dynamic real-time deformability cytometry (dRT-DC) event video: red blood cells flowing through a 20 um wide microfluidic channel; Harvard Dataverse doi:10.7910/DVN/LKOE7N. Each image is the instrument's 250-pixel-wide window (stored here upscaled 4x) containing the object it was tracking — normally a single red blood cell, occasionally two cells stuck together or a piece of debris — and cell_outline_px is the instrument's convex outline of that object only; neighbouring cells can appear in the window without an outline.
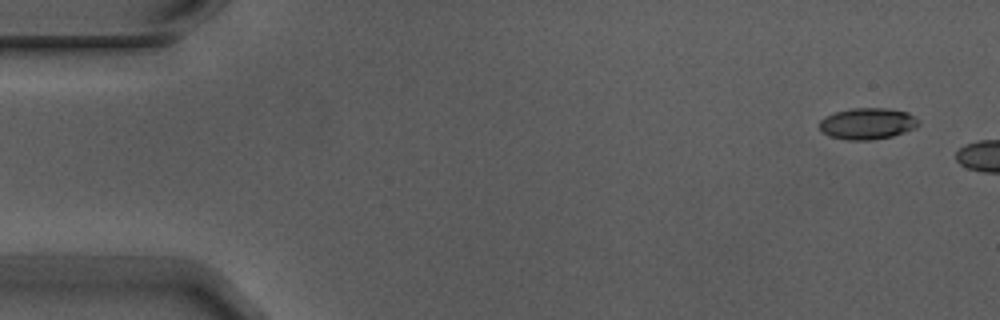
{"species": "Egyptian fruit bat (a non-hibernating species)", "species_latin": "Rousettus aegyptiacus", "temperature_condition": "warm", "stored_images_in_passage": 4, "camera_frame_rate_fps": 3000, "um_per_image_px": 0.085, "animal": {"sex": "male"}, "frame": {"image": 1, "passage_image": 1, "time_ms": 0.0, "image_size_px": [1000, 320], "cell_outline_px": [[920, 124], [916, 128], [892, 136], [872, 140], [848, 140], [828, 136], [820, 128], [820, 120], [824, 116], [836, 112], [852, 108], [888, 108], [908, 112], [920, 120]], "centroid_in_image_um": [73.76, 10.5], "position_along_channel_um": 11.2, "area_um2": 18.26}}